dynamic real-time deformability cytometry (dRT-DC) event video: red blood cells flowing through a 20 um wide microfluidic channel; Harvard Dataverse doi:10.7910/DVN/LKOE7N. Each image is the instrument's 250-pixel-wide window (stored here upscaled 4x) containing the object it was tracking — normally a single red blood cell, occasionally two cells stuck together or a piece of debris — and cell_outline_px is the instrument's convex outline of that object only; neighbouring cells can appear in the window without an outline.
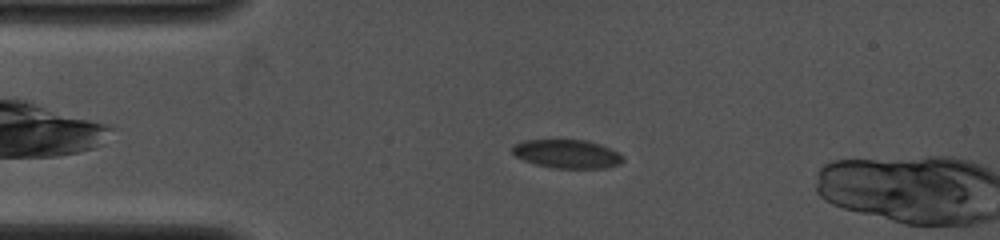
{"species": "common noctule bat (a hibernating species)", "species_latin": "Nyctalus noctula", "temperature_condition": "cold", "stored_images_in_passage": 8, "camera_frame_rate_fps": 4000, "um_per_image_px": 0.085, "animal": {"sex": "female", "body_mass_g": 19.0, "forearm_length_mm": 53.3}, "frame": {"image": 1, "passage_image": 6, "time_ms": 2.5, "image_size_px": [1000, 240], "cell_outline_px": [[624, 160], [620, 164], [608, 168], [552, 168], [536, 164], [524, 160], [516, 156], [512, 152], [512, 144], [524, 140], [588, 140], [612, 148], [624, 156]], "centroid_in_image_um": [48.23, 13.08], "position_along_channel_um": 36.8, "area_um2": 18.67}}